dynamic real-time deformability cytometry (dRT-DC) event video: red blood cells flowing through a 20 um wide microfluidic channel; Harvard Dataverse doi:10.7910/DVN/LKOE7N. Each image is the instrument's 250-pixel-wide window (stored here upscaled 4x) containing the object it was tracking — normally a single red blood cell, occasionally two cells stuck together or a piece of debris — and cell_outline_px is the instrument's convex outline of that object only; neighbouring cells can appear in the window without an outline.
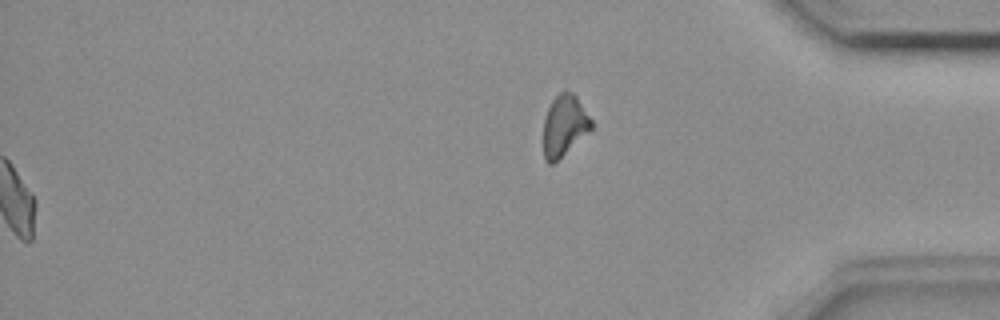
{"species": "common noctule bat (a hibernating species)", "species_latin": "Nyctalus noctula", "temperature_condition": "room temperature", "stored_images_in_passage": 56, "camera_frame_rate_fps": 3000, "um_per_image_px": 0.085, "animal": {"sex": "female", "body_mass_g": 18.4}, "frame": {"image": 1, "passage_image": 56, "time_ms": 18.333, "image_size_px": [1000, 320], "cell_outline_px": [[592, 128], [552, 164], [548, 164], [544, 160], [544, 120], [548, 108], [552, 100], [560, 92], [572, 92], [576, 96], [592, 120]], "centroid_in_image_um": [47.95, 10.66], "position_along_channel_um": 387.2, "area_um2": 16.59}, "authors_computed_cell_mechanics": {"area_um2": 18.1203, "velocity_mm_per_s": 3.6423, "shape_relaxation_time_tau1_ms": null, "shape_relaxation_time_tau2_ms": 3.1431, "deformation_change_tau1": null, "deformation_change_tau2": 0.0937}}